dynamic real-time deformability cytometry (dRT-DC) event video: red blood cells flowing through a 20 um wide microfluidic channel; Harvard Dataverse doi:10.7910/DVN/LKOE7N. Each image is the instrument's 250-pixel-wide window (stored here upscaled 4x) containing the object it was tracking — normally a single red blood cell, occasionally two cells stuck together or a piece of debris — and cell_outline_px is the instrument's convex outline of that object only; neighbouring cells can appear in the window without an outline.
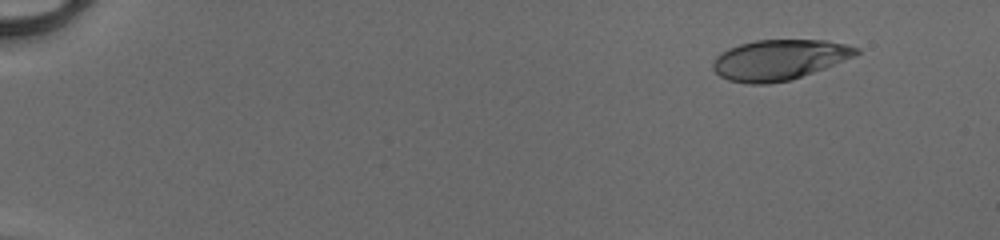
{"species": "human", "species_latin": "Homo sapiens", "temperature_condition": "cold", "stored_images_in_passage": 42, "camera_frame_rate_fps": 3000, "um_per_image_px": 0.085, "donor": {"sex": "male"}, "frame": {"image": 1, "passage_image": 6, "time_ms": 1.667, "image_size_px": [1000, 240], "cell_outline_px": [[860, 52], [856, 56], [824, 68], [788, 80], [768, 84], [748, 84], [728, 80], [720, 76], [712, 68], [712, 64], [716, 56], [720, 52], [728, 48], [740, 44], [756, 40], [828, 40], [860, 48]], "centroid_in_image_um": [66.21, 5.07], "position_along_channel_um": 18.8, "area_um2": 33.64}}
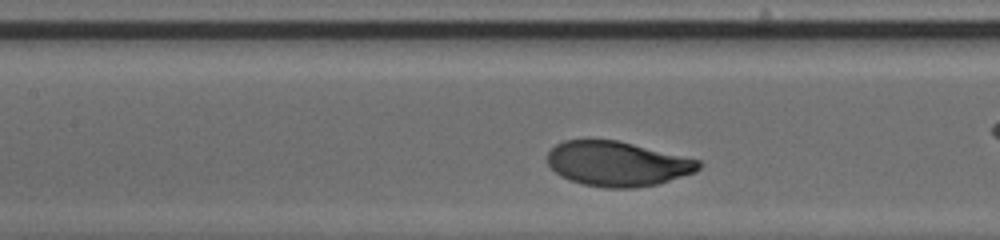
{"frame": {"image": 2, "passage_image": 24, "time_ms": 7.667, "image_size_px": [1000, 240], "cell_outline_px": [[704, 164], [696, 172], [656, 184], [636, 188], [604, 188], [584, 184], [568, 180], [560, 176], [548, 164], [548, 152], [556, 144], [564, 140], [616, 140], [700, 160]], "centroid_in_image_um": [52.48, 13.93], "position_along_channel_um": 154.9, "area_um2": 39.36}}
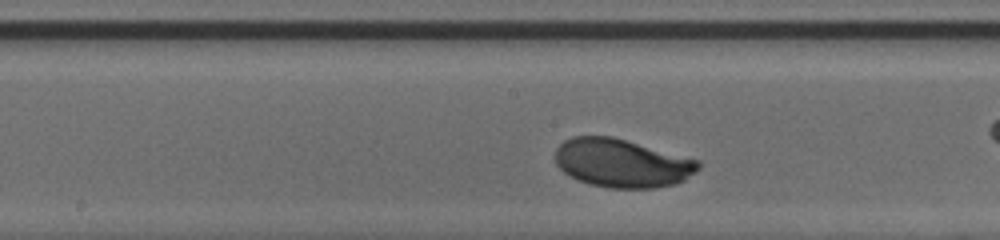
{"frame": {"image": 3, "passage_image": 27, "time_ms": 8.667, "image_size_px": [1000, 240], "cell_outline_px": [[700, 168], [696, 172], [684, 180], [676, 184], [656, 188], [608, 188], [588, 184], [564, 172], [556, 164], [556, 148], [564, 140], [572, 136], [612, 136], [700, 160]], "centroid_in_image_um": [52.89, 13.86], "position_along_channel_um": 195.3, "area_um2": 40.52}}